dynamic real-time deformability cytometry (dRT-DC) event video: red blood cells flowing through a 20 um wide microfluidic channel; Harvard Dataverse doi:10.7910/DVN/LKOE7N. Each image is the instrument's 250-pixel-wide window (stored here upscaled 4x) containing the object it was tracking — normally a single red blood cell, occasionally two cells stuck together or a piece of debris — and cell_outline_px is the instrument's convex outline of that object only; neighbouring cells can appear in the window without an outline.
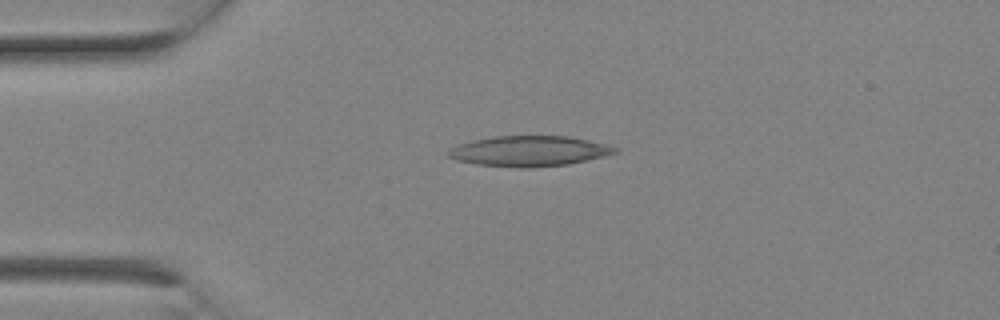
{"species": "Egyptian fruit bat (a non-hibernating species)", "species_latin": "Rousettus aegyptiacus", "temperature_condition": "room temperature", "stored_images_in_passage": 2, "camera_frame_rate_fps": 3000, "um_per_image_px": 0.085, "animal": {"sex": "female"}, "frame": {"image": 1, "passage_image": 2, "time_ms": 0.333, "image_size_px": [1000, 320], "cell_outline_px": [[620, 152], [588, 160], [568, 164], [528, 168], [516, 168], [476, 164], [456, 160], [448, 156], [444, 152], [460, 144], [472, 140], [492, 136], [568, 136], [588, 140], [620, 148]], "centroid_in_image_um": [44.98, 12.85], "position_along_channel_um": 40.0, "area_um2": 29.71}}